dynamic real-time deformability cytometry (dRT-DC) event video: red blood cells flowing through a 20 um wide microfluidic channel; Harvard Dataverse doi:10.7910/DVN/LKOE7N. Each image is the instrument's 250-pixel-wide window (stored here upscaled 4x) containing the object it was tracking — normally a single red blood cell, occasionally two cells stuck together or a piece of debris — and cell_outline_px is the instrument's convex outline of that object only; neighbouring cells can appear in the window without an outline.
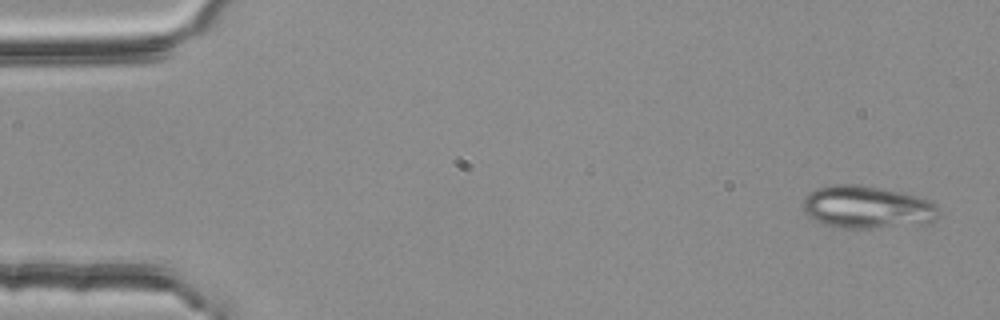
{"species": "common noctule bat (a hibernating species)", "species_latin": "Nyctalus noctula", "temperature_condition": "room temperature", "stored_images_in_passage": 4, "camera_frame_rate_fps": 3000, "um_per_image_px": 0.085, "animal": {"sex": "female", "body_mass_g": 25.1}, "frame": {"image": 1, "passage_image": 1, "time_ms": 0.0, "image_size_px": [1000, 320], "cell_outline_px": [[940, 212], [936, 220], [924, 224], [876, 228], [836, 228], [824, 224], [808, 216], [804, 212], [800, 204], [804, 196], [808, 192], [816, 188], [836, 184], [856, 184], [900, 192], [916, 196], [928, 200], [936, 204], [940, 208]], "centroid_in_image_um": [73.68, 17.62], "position_along_channel_um": 11.3, "area_um2": 34.16}}